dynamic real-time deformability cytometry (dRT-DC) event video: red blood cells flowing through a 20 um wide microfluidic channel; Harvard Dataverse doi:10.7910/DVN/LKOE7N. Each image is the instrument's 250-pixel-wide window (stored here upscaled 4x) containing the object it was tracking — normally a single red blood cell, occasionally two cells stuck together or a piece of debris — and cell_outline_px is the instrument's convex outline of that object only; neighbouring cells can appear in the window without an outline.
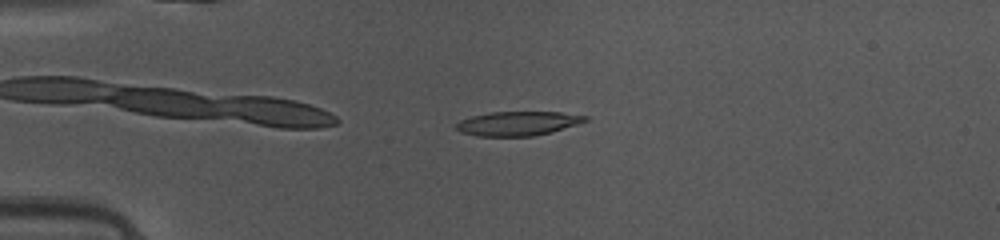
{"species": "common noctule bat (a hibernating species)", "species_latin": "Nyctalus noctula", "temperature_condition": "warm", "stored_images_in_passage": 37, "camera_frame_rate_fps": 3000, "um_per_image_px": 0.085, "animal": {"sex": "female", "body_mass_g": 10.0, "forearm_length_mm": 53.1}, "frame": {"image": 1, "passage_image": 1, "time_ms": 0.0, "image_size_px": [1000, 240], "cell_outline_px": [[588, 120], [552, 132], [532, 136], [476, 136], [460, 132], [456, 128], [456, 124], [460, 120], [472, 116], [492, 112], [560, 112], [588, 116]], "centroid_in_image_um": [44.0, 10.49], "position_along_channel_um": 41.0, "area_um2": 18.09}}
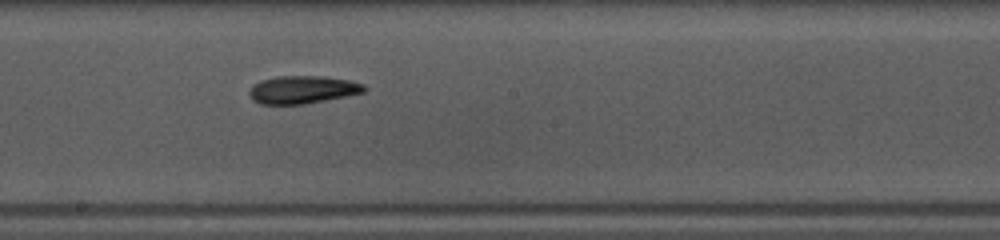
{"frame": {"image": 2, "passage_image": 16, "time_ms": 5.0, "image_size_px": [1000, 240], "cell_outline_px": [[368, 88], [364, 92], [304, 104], [260, 104], [252, 100], [248, 92], [252, 84], [260, 80], [276, 76], [324, 76], [352, 80], [364, 84]], "centroid_in_image_um": [25.7, 7.61], "position_along_channel_um": 222.5, "area_um2": 18.79}}
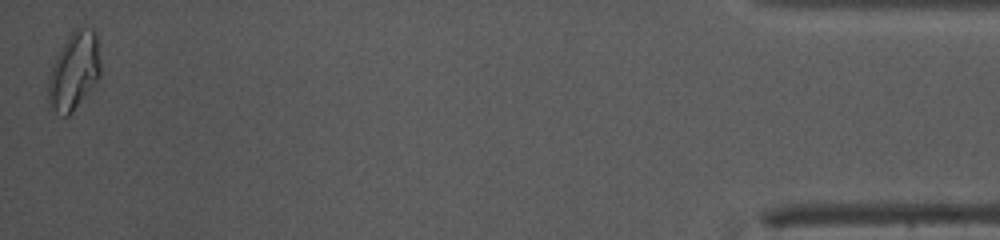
{"frame": {"image": 3, "passage_image": 37, "time_ms": 12.0, "image_size_px": [1000, 240], "cell_outline_px": [[100, 76], [72, 112], [68, 116], [64, 116], [56, 112], [48, 104], [48, 76], [52, 64], [56, 56], [68, 36], [76, 28], [92, 28], [96, 32], [100, 60]], "centroid_in_image_um": [6.28, 6.03], "position_along_channel_um": 428.9, "area_um2": 23.47}, "authors_computed_cell_mechanics": {"area_um2": 18.6116, "velocity_mm_per_s": 4.1391, "shape_relaxation_time_tau1_ms": 8.2303, "shape_relaxation_time_tau2_ms": 7.8324, "deformation_change_tau1": 0.2239, "deformation_change_tau2": 0.1525}}